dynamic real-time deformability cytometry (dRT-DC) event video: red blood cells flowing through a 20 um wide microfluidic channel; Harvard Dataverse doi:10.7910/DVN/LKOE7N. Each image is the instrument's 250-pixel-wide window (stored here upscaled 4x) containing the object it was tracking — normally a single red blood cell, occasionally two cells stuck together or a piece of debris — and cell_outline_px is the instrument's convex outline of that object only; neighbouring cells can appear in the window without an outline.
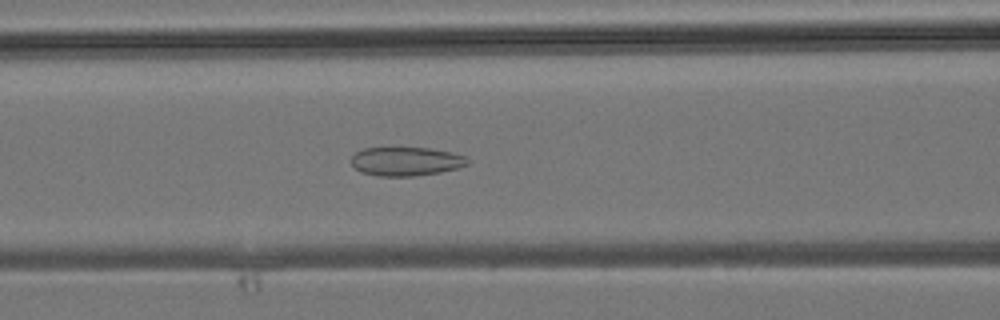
{"species": "common noctule bat (a hibernating species)", "species_latin": "Nyctalus noctula", "temperature_condition": "room temperature", "stored_images_in_passage": 40, "camera_frame_rate_fps": 3000, "um_per_image_px": 0.085, "animal": {"sex": "male", "body_mass_g": 19.2, "forearm_length_mm": 51.8}, "frame": {"image": 1, "passage_image": 16, "time_ms": 5.0, "image_size_px": [1000, 320], "cell_outline_px": [[468, 164], [456, 168], [440, 172], [416, 176], [380, 176], [360, 172], [352, 164], [352, 156], [356, 152], [364, 148], [432, 148], [452, 152], [464, 156], [468, 160]], "centroid_in_image_um": [34.51, 13.72], "position_along_channel_um": 132.1, "area_um2": 19.42}}
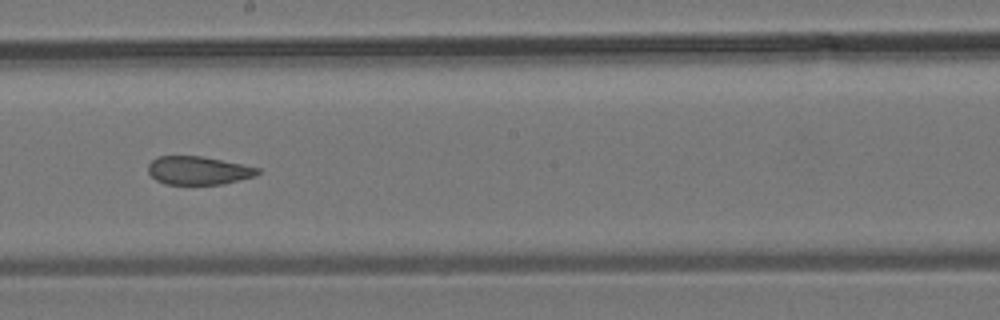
{"frame": {"image": 2, "passage_image": 22, "time_ms": 7.0, "image_size_px": [1000, 320], "cell_outline_px": [[260, 172], [256, 176], [224, 184], [164, 184], [156, 180], [148, 172], [148, 164], [152, 160], [160, 156], [204, 156], [260, 168]], "centroid_in_image_um": [16.87, 14.49], "position_along_channel_um": 231.3, "area_um2": 18.15}}
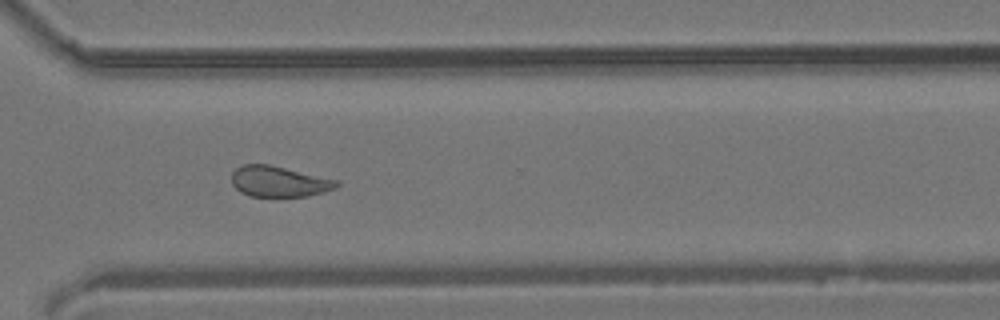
{"frame": {"image": 3, "passage_image": 29, "time_ms": 9.333, "image_size_px": [1000, 320], "cell_outline_px": [[340, 184], [336, 188], [324, 192], [308, 196], [248, 196], [240, 192], [232, 184], [232, 172], [236, 168], [244, 164], [268, 164], [340, 180]], "centroid_in_image_um": [23.74, 15.43], "position_along_channel_um": 346.9, "area_um2": 18.9}}